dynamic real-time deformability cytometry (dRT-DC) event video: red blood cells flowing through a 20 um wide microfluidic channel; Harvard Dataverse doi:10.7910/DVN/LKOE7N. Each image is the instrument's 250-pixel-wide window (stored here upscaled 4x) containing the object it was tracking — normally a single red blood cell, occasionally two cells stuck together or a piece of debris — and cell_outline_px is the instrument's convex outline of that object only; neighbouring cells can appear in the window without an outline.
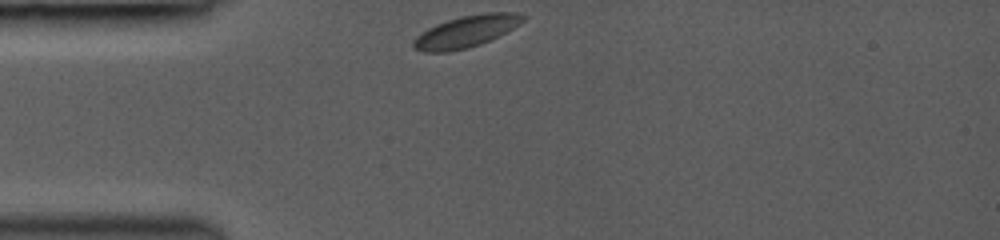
{"species": "common noctule bat (a hibernating species)", "species_latin": "Nyctalus noctula", "temperature_condition": "room temperature", "stored_images_in_passage": 4, "camera_frame_rate_fps": 3000, "um_per_image_px": 0.085, "animal": {"sex": "female", "body_mass_g": 19.0, "forearm_length_mm": 53.3}, "frame": {"image": 1, "passage_image": 1, "time_ms": 0.0, "image_size_px": [1000, 240], "cell_outline_px": [[528, 16], [520, 24], [480, 44], [468, 48], [448, 52], [424, 52], [412, 48], [412, 40], [416, 36], [428, 28], [436, 24], [460, 16], [484, 12], [516, 12]], "centroid_in_image_um": [39.6, 2.67], "position_along_channel_um": 45.4, "area_um2": 20.29}}